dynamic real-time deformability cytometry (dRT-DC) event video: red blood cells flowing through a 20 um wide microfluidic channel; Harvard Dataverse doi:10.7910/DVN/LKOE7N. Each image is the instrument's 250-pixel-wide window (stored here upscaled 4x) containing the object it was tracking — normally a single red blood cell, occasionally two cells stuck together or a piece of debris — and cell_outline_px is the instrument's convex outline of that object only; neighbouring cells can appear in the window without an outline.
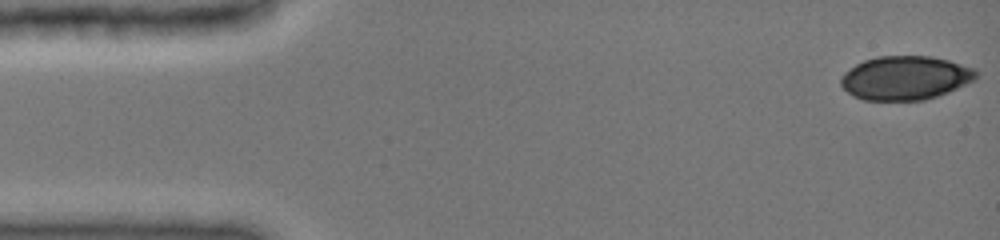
{"species": "common noctule bat (a hibernating species)", "species_latin": "Nyctalus noctula", "temperature_condition": "cold", "stored_images_in_passage": 47, "camera_frame_rate_fps": 3000, "um_per_image_px": 0.085, "animal": {"sex": "female", "body_mass_g": 19.0, "forearm_length_mm": 51.5}, "frame": {"image": 1, "passage_image": 1, "time_ms": 0.0, "image_size_px": [1000, 240], "cell_outline_px": [[980, 72], [976, 80], [948, 92], [924, 100], [864, 100], [852, 96], [840, 84], [840, 76], [844, 72], [856, 64], [864, 60], [880, 56], [932, 56], [948, 60], [976, 68]], "centroid_in_image_um": [76.98, 6.62], "position_along_channel_um": 8.0, "area_um2": 34.85}}
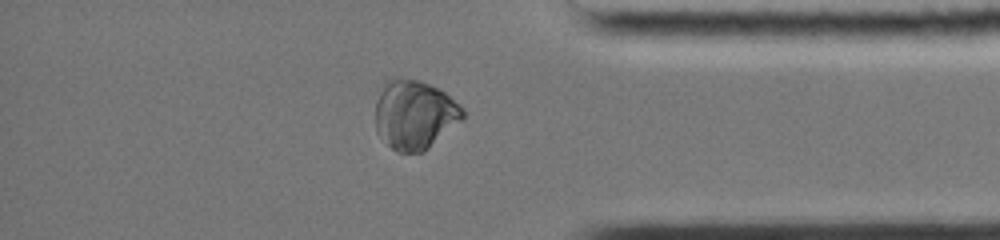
{"frame": {"image": 2, "passage_image": 40, "time_ms": 13.0, "image_size_px": [1000, 240], "cell_outline_px": [[464, 120], [424, 152], [396, 152], [376, 132], [376, 100], [384, 80], [392, 76], [400, 76], [420, 80], [444, 92], [460, 104], [464, 108]], "centroid_in_image_um": [35.24, 9.72], "position_along_channel_um": 400.0, "area_um2": 35.89}}